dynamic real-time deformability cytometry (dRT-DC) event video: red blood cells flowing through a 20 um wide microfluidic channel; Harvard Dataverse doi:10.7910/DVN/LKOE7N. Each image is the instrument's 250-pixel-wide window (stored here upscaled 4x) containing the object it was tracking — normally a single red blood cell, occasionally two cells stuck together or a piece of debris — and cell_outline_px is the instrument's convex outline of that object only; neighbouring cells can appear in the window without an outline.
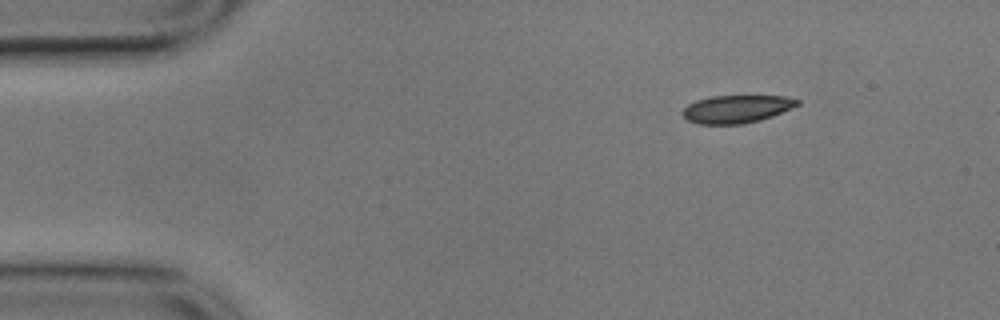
{"species": "common noctule bat (a hibernating species)", "species_latin": "Nyctalus noctula", "temperature_condition": "cold", "stored_images_in_passage": 26, "camera_frame_rate_fps": 3000, "um_per_image_px": 0.085, "animal": {"sex": "male", "body_mass_g": 17.9}, "frame": {"image": 1, "passage_image": 1, "time_ms": 0.0, "image_size_px": [1000, 320], "cell_outline_px": [[800, 104], [792, 108], [772, 116], [760, 120], [740, 124], [696, 124], [688, 120], [680, 112], [688, 104], [696, 100], [712, 96], [784, 96], [800, 100]], "centroid_in_image_um": [62.6, 9.26], "position_along_channel_um": 22.4, "area_um2": 18.61}}
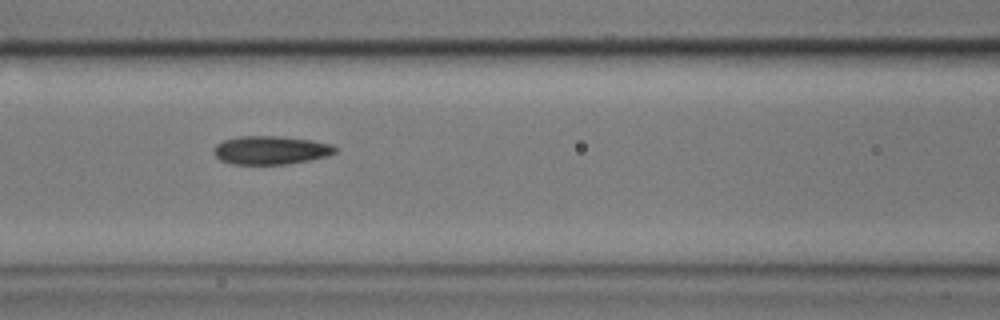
{"frame": {"image": 2, "passage_image": 17, "time_ms": 5.333, "image_size_px": [1000, 320], "cell_outline_px": [[336, 152], [328, 156], [308, 160], [284, 164], [232, 164], [220, 160], [212, 152], [212, 148], [216, 144], [224, 140], [240, 136], [276, 136], [312, 140], [332, 144], [336, 148]], "centroid_in_image_um": [22.98, 12.76], "position_along_channel_um": 143.6, "area_um2": 20.11}}